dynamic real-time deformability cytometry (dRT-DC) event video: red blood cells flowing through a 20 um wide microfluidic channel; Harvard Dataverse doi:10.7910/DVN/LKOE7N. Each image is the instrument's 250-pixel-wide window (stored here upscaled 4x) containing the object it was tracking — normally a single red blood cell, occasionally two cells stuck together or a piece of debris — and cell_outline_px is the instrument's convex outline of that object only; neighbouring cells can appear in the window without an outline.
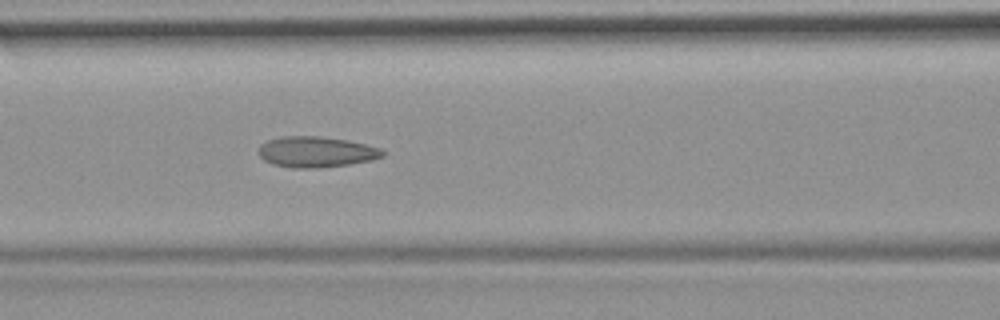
{"species": "common noctule bat (a hibernating species)", "species_latin": "Nyctalus noctula", "temperature_condition": "room temperature", "stored_images_in_passage": 45, "camera_frame_rate_fps": 3000, "um_per_image_px": 0.085, "animal": {"sex": "female", "body_mass_g": 19.9}, "frame": {"image": 1, "passage_image": 20, "time_ms": 6.333, "image_size_px": [1000, 320], "cell_outline_px": [[384, 156], [372, 160], [348, 164], [320, 168], [292, 168], [272, 164], [264, 160], [260, 156], [260, 144], [268, 140], [280, 136], [320, 136], [348, 140], [380, 148], [384, 152]], "centroid_in_image_um": [26.86, 12.91], "position_along_channel_um": 139.7, "area_um2": 22.25}, "authors_computed_cell_mechanics": {"area_um2": 21.3282, "velocity_mm_per_s": 3.7418, "shape_relaxation_time_tau1_ms": null, "shape_relaxation_time_tau2_ms": 1.7526, "deformation_change_tau1": null, "deformation_change_tau2": 0.0883}}